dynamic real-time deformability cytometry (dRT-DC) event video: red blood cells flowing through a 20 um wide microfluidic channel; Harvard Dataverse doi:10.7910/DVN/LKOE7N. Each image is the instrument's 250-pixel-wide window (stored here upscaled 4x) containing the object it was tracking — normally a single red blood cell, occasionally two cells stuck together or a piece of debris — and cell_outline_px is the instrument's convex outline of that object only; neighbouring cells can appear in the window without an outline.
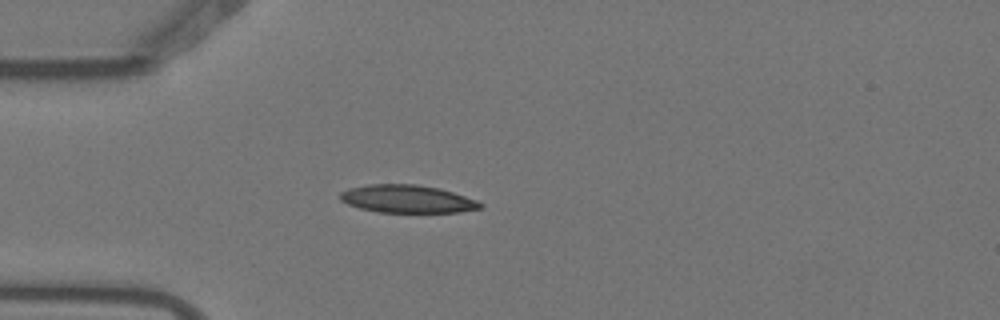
{"species": "Egyptian fruit bat (a non-hibernating species)", "species_latin": "Rousettus aegyptiacus", "temperature_condition": "warm", "stored_images_in_passage": 3, "camera_frame_rate_fps": 3000, "um_per_image_px": 0.085, "animal": {"sex": "female"}, "frame": {"image": 1, "passage_image": 3, "time_ms": 0.667, "image_size_px": [1000, 320], "cell_outline_px": [[484, 208], [460, 212], [380, 212], [360, 208], [348, 204], [340, 200], [340, 192], [348, 188], [368, 184], [416, 184], [440, 188], [476, 200], [484, 204]], "centroid_in_image_um": [34.63, 16.9], "position_along_channel_um": 50.4, "area_um2": 22.77}}